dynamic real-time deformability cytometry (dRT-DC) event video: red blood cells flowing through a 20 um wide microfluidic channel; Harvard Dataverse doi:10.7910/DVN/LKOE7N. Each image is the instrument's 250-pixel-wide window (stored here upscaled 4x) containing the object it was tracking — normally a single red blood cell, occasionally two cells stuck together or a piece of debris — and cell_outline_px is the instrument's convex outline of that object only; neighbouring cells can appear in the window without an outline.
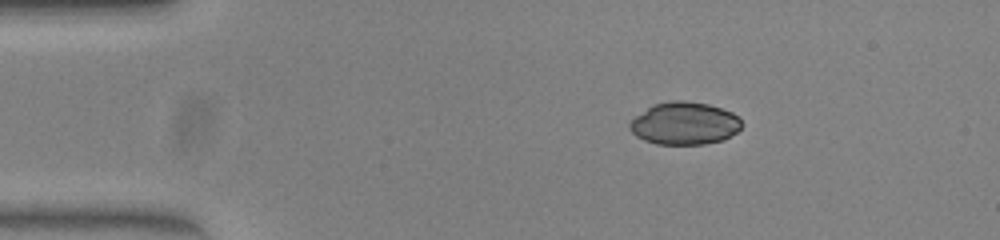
{"species": "common noctule bat (a hibernating species)", "species_latin": "Nyctalus noctula", "temperature_condition": "warm", "stored_images_in_passage": 43, "camera_frame_rate_fps": 3000, "um_per_image_px": 0.085, "animal": {"sex": "female", "body_mass_g": 23.0, "forearm_length_mm": 53.4}, "frame": {"image": 1, "passage_image": 1, "time_ms": 0.0, "image_size_px": [1000, 240], "cell_outline_px": [[744, 124], [736, 132], [724, 140], [704, 144], [656, 144], [644, 140], [636, 136], [628, 128], [628, 124], [636, 116], [652, 104], [672, 100], [684, 100], [708, 104], [732, 112]], "centroid_in_image_um": [58.17, 10.49], "position_along_channel_um": 26.8, "area_um2": 27.86}}
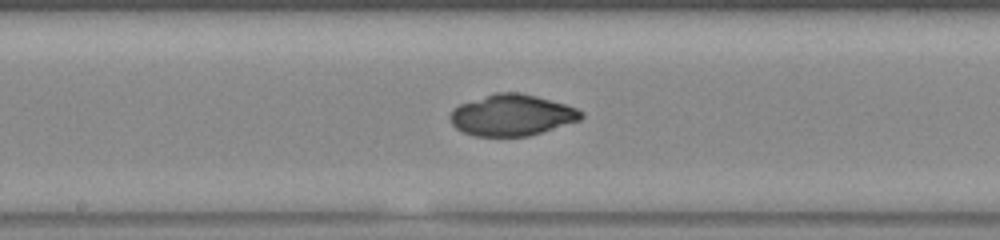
{"frame": {"image": 2, "passage_image": 19, "time_ms": 6.0, "image_size_px": [1000, 240], "cell_outline_px": [[584, 116], [580, 120], [528, 136], [476, 136], [464, 132], [456, 128], [452, 124], [448, 116], [452, 108], [460, 104], [496, 92], [520, 92], [536, 96], [564, 104], [576, 108], [584, 112]], "centroid_in_image_um": [43.49, 9.78], "position_along_channel_um": 204.7, "area_um2": 31.39}}
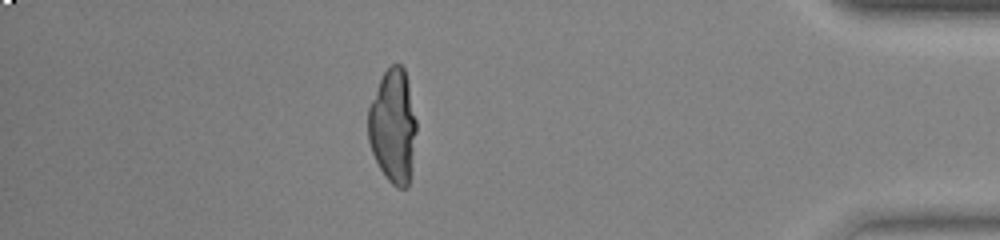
{"frame": {"image": 3, "passage_image": 37, "time_ms": 12.0, "image_size_px": [1000, 240], "cell_outline_px": [[416, 132], [408, 188], [396, 188], [384, 176], [372, 152], [368, 140], [368, 108], [380, 80], [384, 72], [392, 64], [400, 64], [404, 68], [408, 84], [416, 120]], "centroid_in_image_um": [33.4, 10.75], "position_along_channel_um": 401.8, "area_um2": 31.79}}